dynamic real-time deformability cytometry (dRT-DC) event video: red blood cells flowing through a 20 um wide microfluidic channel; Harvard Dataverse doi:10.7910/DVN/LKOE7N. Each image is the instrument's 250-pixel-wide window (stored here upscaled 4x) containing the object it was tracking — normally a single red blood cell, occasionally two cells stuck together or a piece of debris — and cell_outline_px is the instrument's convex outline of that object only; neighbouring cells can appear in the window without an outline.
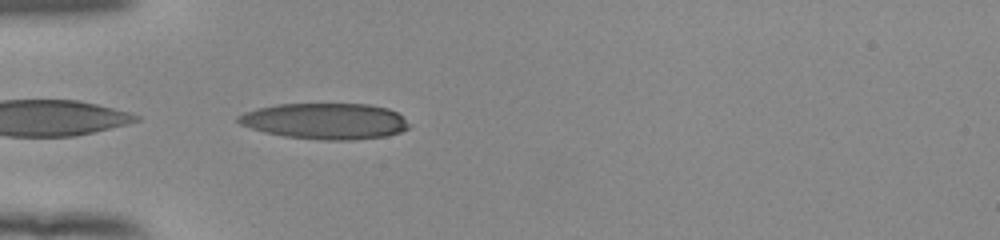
{"species": "human", "species_latin": "Homo sapiens", "temperature_condition": "room temperature", "stored_images_in_passage": 35, "camera_frame_rate_fps": 3000, "um_per_image_px": 0.085, "donor": {"sex": "female"}, "frame": {"image": 1, "passage_image": 1, "time_ms": 0.0, "image_size_px": [1000, 240], "cell_outline_px": [[412, 124], [408, 128], [400, 132], [388, 136], [352, 140], [320, 140], [284, 136], [264, 132], [240, 124], [236, 120], [236, 116], [244, 112], [256, 108], [276, 104], [368, 104], [388, 108], [396, 112]], "centroid_in_image_um": [27.65, 10.29], "position_along_channel_um": 57.4, "area_um2": 36.13}}
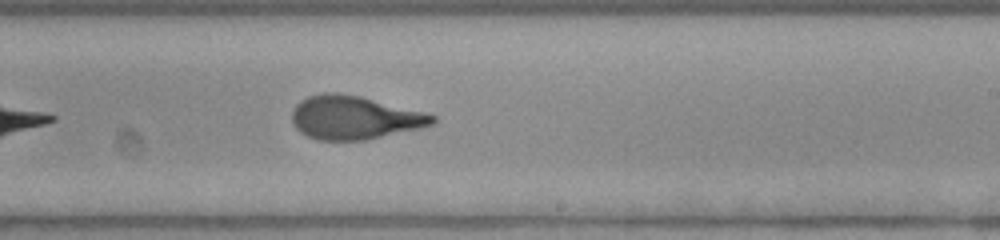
{"frame": {"image": 2, "passage_image": 17, "time_ms": 5.333, "image_size_px": [1000, 240], "cell_outline_px": [[436, 120], [432, 124], [420, 128], [364, 140], [316, 140], [300, 132], [292, 124], [292, 112], [296, 104], [300, 100], [308, 96], [324, 92], [336, 92], [360, 96], [424, 112], [436, 116]], "centroid_in_image_um": [30.08, 9.99], "position_along_channel_um": 258.9, "area_um2": 35.49}}
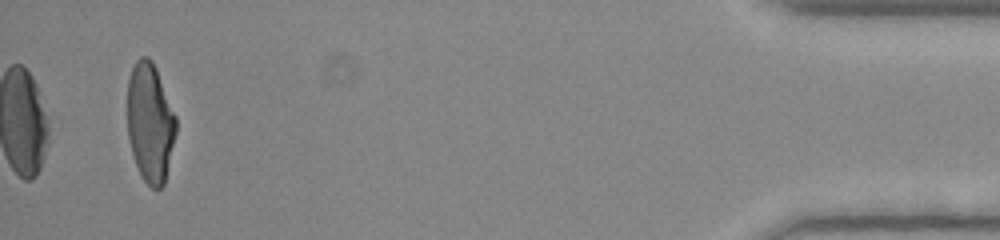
{"frame": {"image": 3, "passage_image": 35, "time_ms": 11.333, "image_size_px": [1000, 240], "cell_outline_px": [[176, 132], [164, 184], [160, 188], [152, 188], [144, 180], [136, 164], [132, 152], [128, 136], [128, 80], [132, 68], [136, 60], [140, 56], [148, 56], [152, 60], [156, 68], [176, 116]], "centroid_in_image_um": [12.76, 10.39], "position_along_channel_um": 422.4, "area_um2": 33.52}, "authors_computed_cell_mechanics": {"area_um2": 35.7204, "velocity_mm_per_s": 3.9387, "shape_relaxation_time_tau1_ms": 5.4276, "shape_relaxation_time_tau2_ms": 0.926, "deformation_change_tau1": 0.2253, "deformation_change_tau2": 0.0834}}